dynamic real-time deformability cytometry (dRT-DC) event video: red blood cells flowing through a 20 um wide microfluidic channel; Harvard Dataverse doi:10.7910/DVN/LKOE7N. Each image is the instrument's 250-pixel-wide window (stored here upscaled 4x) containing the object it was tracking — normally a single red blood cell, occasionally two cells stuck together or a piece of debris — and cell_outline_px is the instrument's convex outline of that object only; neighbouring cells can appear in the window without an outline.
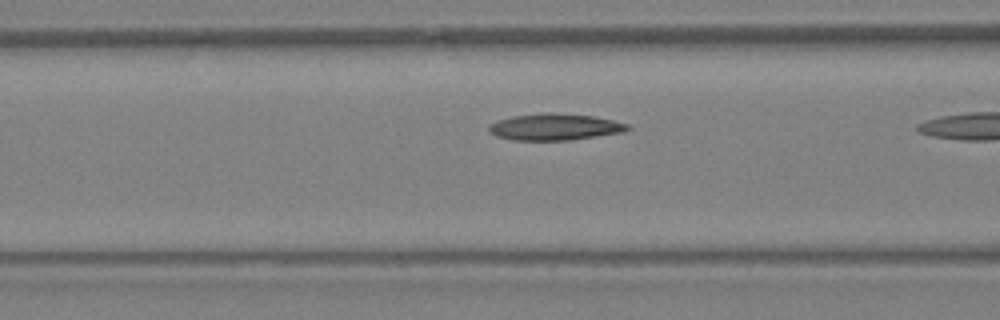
{"species": "Egyptian fruit bat (a non-hibernating species)", "species_latin": "Rousettus aegyptiacus", "temperature_condition": "warm", "stored_images_in_passage": 11, "camera_frame_rate_fps": 3000, "um_per_image_px": 0.085, "animal": {"sex": "female"}, "frame": {"image": 1, "passage_image": 10, "time_ms": 3.0, "image_size_px": [1000, 320], "cell_outline_px": [[632, 128], [624, 132], [568, 140], [512, 140], [496, 136], [488, 132], [488, 124], [496, 120], [512, 116], [592, 116], [612, 120], [628, 124]], "centroid_in_image_um": [47.12, 10.85], "position_along_channel_um": 119.5, "area_um2": 20.35}}